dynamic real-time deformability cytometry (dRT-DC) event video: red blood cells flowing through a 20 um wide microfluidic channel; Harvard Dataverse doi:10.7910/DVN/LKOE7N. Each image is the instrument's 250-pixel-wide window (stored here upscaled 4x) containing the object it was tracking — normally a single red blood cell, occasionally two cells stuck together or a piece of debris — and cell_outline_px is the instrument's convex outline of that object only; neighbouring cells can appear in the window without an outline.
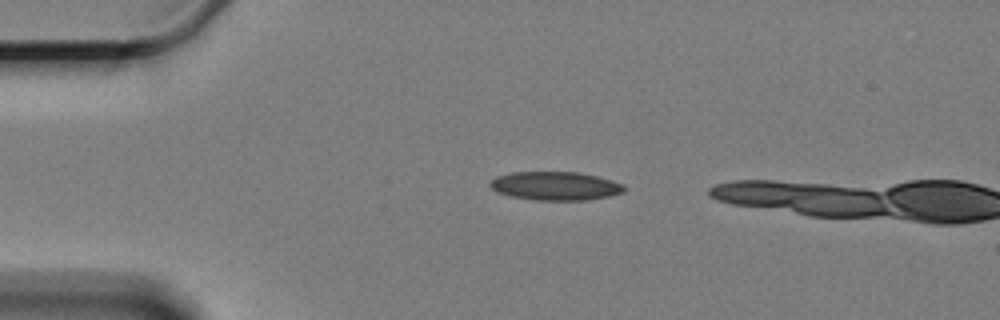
{"species": "Egyptian fruit bat (a non-hibernating species)", "species_latin": "Rousettus aegyptiacus", "temperature_condition": "cold", "stored_images_in_passage": 2, "camera_frame_rate_fps": 3000, "um_per_image_px": 0.085, "animal": {"sex": "female"}, "frame": {"image": 1, "passage_image": 1, "time_ms": 0.0, "image_size_px": [1000, 320], "cell_outline_px": [[628, 188], [624, 192], [608, 196], [588, 200], [536, 200], [512, 196], [496, 192], [488, 184], [496, 176], [512, 172], [580, 172], [612, 180], [624, 184]], "centroid_in_image_um": [47.23, 15.8], "position_along_channel_um": 37.8, "area_um2": 22.43}}